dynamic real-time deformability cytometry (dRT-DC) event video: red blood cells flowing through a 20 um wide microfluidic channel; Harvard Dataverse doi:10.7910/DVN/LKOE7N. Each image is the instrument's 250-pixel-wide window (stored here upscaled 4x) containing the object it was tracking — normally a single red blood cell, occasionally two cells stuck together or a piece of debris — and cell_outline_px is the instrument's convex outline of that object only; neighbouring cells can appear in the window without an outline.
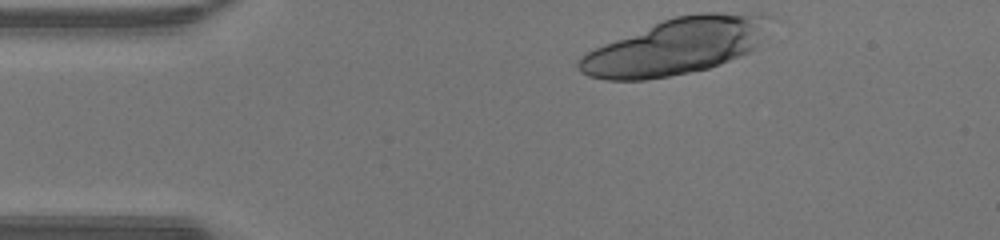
{"species": "human", "species_latin": "Homo sapiens", "temperature_condition": "warm", "stored_images_in_passage": 11, "camera_frame_rate_fps": 3000, "um_per_image_px": 0.085, "donor": {"sex": "male"}, "frame": {"image": 1, "passage_image": 1, "time_ms": 0.0, "image_size_px": [1000, 240], "cell_outline_px": [[768, 16], [760, 40], [756, 48], [752, 52], [720, 64], [708, 68], [668, 76], [644, 80], [604, 80], [588, 76], [580, 72], [576, 64], [580, 56], [604, 44], [664, 20], [676, 16], [700, 12], [760, 12]], "centroid_in_image_um": [57.46, 3.95], "position_along_channel_um": 27.5, "area_um2": 61.9}}